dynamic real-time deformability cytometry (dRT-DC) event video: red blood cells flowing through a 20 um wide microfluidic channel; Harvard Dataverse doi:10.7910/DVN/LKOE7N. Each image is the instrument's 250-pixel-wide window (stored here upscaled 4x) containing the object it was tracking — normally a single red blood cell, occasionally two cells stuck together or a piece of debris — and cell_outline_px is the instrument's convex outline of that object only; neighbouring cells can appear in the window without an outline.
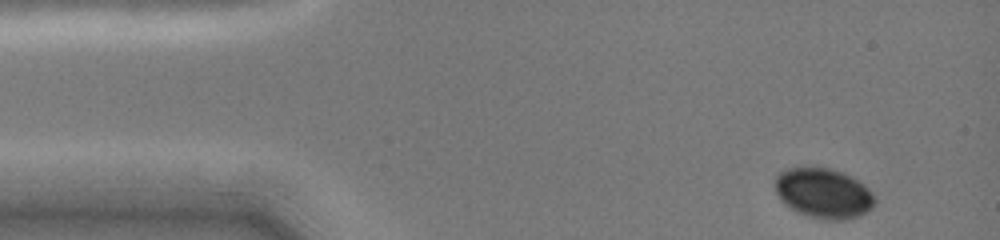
{"species": "common noctule bat (a hibernating species)", "species_latin": "Nyctalus noctula", "temperature_condition": "cold", "stored_images_in_passage": 17, "camera_frame_rate_fps": 3000, "um_per_image_px": 0.085, "animal": {"sex": "female", "body_mass_g": 19.0, "forearm_length_mm": 51.5}, "frame": {"image": 1, "passage_image": 1, "time_ms": 0.0, "image_size_px": [1000, 240], "cell_outline_px": [[876, 200], [872, 208], [868, 212], [860, 216], [844, 220], [824, 220], [808, 216], [796, 212], [784, 204], [780, 200], [776, 192], [776, 176], [780, 172], [788, 168], [828, 168], [844, 172], [852, 176], [864, 184], [876, 196]], "centroid_in_image_um": [70.03, 16.45], "position_along_channel_um": 15.0, "area_um2": 29.42}}
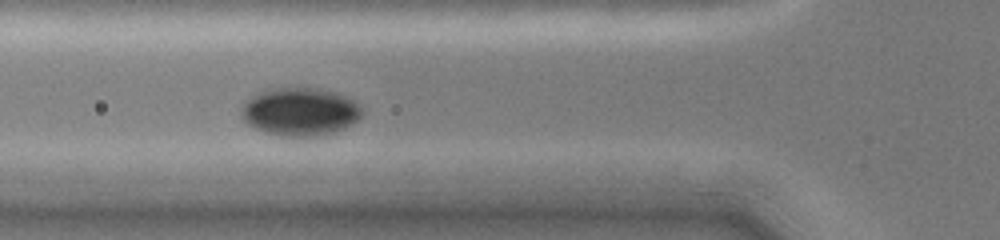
{"frame": {"image": 2, "passage_image": 10, "time_ms": 4.333, "image_size_px": [1000, 240], "cell_outline_px": [[364, 112], [356, 120], [344, 128], [336, 132], [316, 136], [280, 136], [264, 132], [248, 124], [240, 116], [240, 108], [244, 100], [264, 88], [320, 88], [340, 92], [356, 100], [360, 104]], "centroid_in_image_um": [25.49, 9.47], "position_along_channel_um": 100.3, "area_um2": 34.56}}
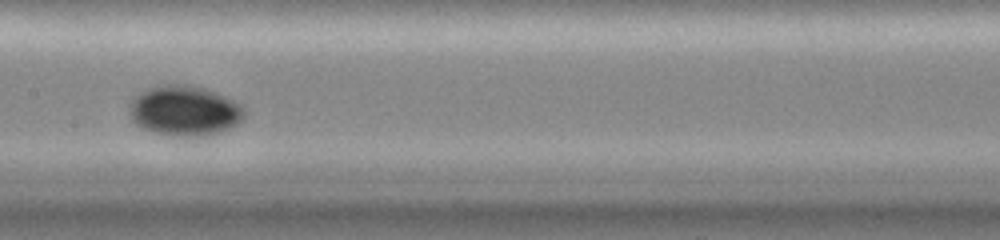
{"frame": {"image": 3, "passage_image": 15, "time_ms": 6.667, "image_size_px": [1000, 240], "cell_outline_px": [[244, 116], [236, 124], [220, 132], [204, 136], [172, 136], [152, 132], [136, 124], [132, 120], [128, 112], [128, 104], [136, 96], [148, 88], [160, 84], [192, 84], [216, 92], [240, 104], [244, 108]], "centroid_in_image_um": [15.65, 9.4], "position_along_channel_um": 191.8, "area_um2": 33.76}}